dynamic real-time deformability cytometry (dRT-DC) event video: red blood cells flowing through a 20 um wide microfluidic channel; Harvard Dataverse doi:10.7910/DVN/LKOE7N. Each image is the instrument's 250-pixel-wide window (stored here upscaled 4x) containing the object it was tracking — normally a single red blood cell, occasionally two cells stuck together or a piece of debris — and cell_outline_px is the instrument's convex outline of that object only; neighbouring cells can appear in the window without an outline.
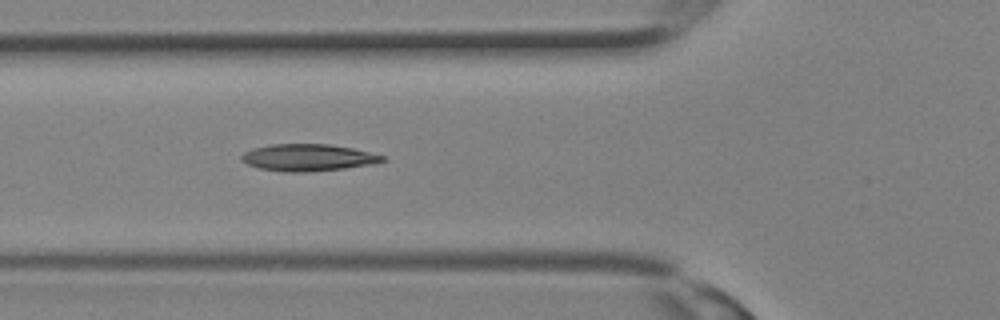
{"species": "Egyptian fruit bat (a non-hibernating species)", "species_latin": "Rousettus aegyptiacus", "temperature_condition": "room temperature", "stored_images_in_passage": 4, "camera_frame_rate_fps": 3000, "um_per_image_px": 0.085, "animal": {"sex": "female"}, "frame": {"image": 1, "passage_image": 4, "time_ms": 1.0, "image_size_px": [1000, 320], "cell_outline_px": [[384, 160], [372, 164], [344, 168], [304, 172], [284, 172], [260, 168], [248, 164], [240, 160], [240, 156], [244, 152], [252, 148], [272, 144], [328, 144], [352, 148], [384, 156]], "centroid_in_image_um": [26.12, 13.39], "position_along_channel_um": 99.7, "area_um2": 21.91}}